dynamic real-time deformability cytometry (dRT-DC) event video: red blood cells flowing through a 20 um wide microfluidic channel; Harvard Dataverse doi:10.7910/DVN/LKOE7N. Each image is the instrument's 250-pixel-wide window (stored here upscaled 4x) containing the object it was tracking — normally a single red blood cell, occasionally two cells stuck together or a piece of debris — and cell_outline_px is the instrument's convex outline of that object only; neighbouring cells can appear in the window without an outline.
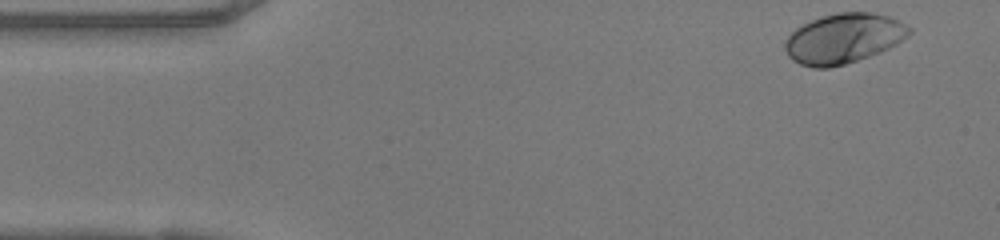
{"species": "human", "species_latin": "Homo sapiens", "temperature_condition": "warm", "stored_images_in_passage": 47, "camera_frame_rate_fps": 3000, "um_per_image_px": 0.085, "donor": {"sex": "female"}, "frame": {"image": 1, "passage_image": 1, "time_ms": 0.0, "image_size_px": [1000, 240], "cell_outline_px": [[912, 32], [908, 36], [896, 44], [880, 52], [844, 64], [828, 68], [812, 68], [800, 64], [792, 60], [788, 56], [784, 48], [784, 40], [796, 28], [820, 16], [836, 12], [872, 12], [888, 16], [912, 28]], "centroid_in_image_um": [71.68, 3.26], "position_along_channel_um": 13.3, "area_um2": 36.13}}
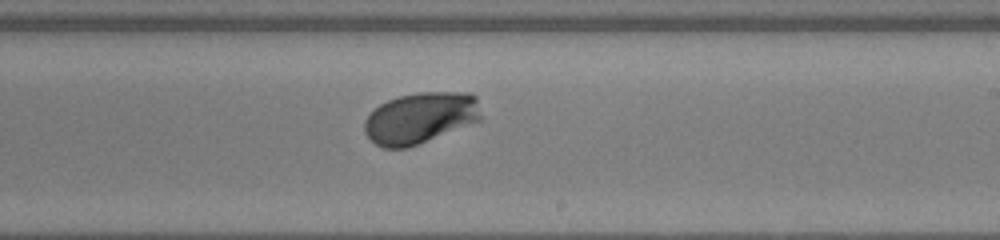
{"frame": {"image": 2, "passage_image": 26, "time_ms": 8.333, "image_size_px": [1000, 240], "cell_outline_px": [[484, 116], [480, 120], [408, 148], [384, 148], [376, 144], [364, 132], [364, 120], [380, 104], [388, 100], [400, 96], [420, 92], [468, 92], [476, 96]], "centroid_in_image_um": [35.76, 10.01], "position_along_channel_um": 253.2, "area_um2": 34.8}}
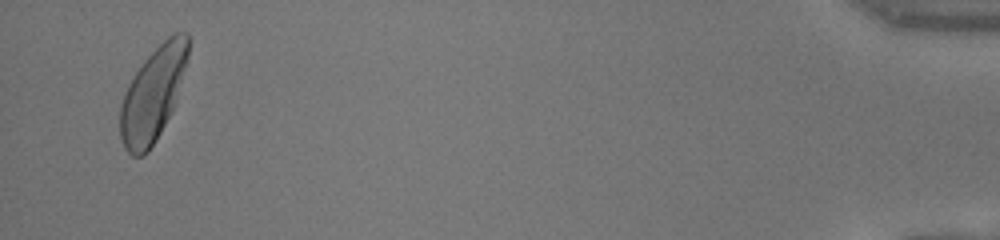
{"frame": {"image": 3, "passage_image": 45, "time_ms": 14.667, "image_size_px": [1000, 240], "cell_outline_px": [[188, 56], [172, 112], [156, 140], [148, 152], [140, 156], [132, 156], [124, 148], [120, 140], [120, 104], [128, 84], [144, 60], [168, 36], [176, 32], [188, 32]], "centroid_in_image_um": [12.98, 8.04], "position_along_channel_um": 422.2, "area_um2": 36.76}, "authors_computed_cell_mechanics": {"area_um2": 34.6222, "velocity_mm_per_s": 4.1098, "shape_relaxation_time_tau1_ms": 1.6452, "shape_relaxation_time_tau2_ms": null, "deformation_change_tau1": 0.1564, "deformation_change_tau2": null}}